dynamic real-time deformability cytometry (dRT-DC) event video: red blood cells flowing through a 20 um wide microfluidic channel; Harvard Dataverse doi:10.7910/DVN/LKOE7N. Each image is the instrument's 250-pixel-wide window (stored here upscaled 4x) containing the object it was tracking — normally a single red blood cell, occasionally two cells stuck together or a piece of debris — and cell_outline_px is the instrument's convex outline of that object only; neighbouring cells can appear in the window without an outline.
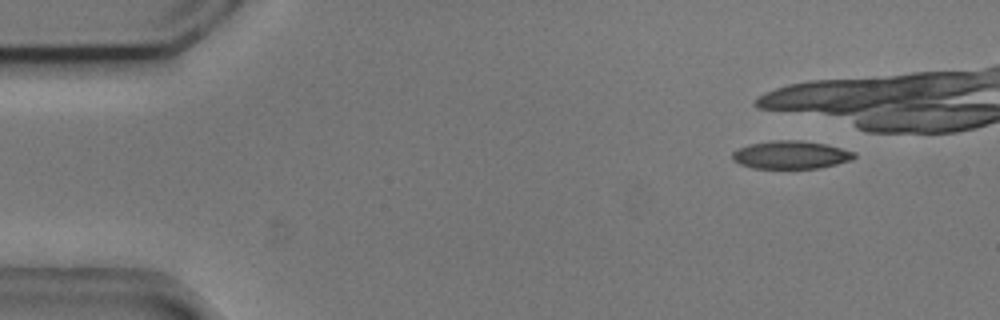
{"species": "common noctule bat (a hibernating species)", "species_latin": "Nyctalus noctula", "temperature_condition": "cold", "stored_images_in_passage": 2, "camera_frame_rate_fps": 3000, "um_per_image_px": 0.085, "animal": {"sex": "male", "body_mass_g": 20.5, "forearm_length_mm": 52.5}, "frame": {"image": 1, "passage_image": 1, "time_ms": 0.0, "image_size_px": [1000, 320], "cell_outline_px": [[856, 156], [852, 160], [820, 168], [752, 168], [740, 164], [732, 160], [732, 152], [736, 148], [748, 144], [772, 140], [800, 140], [824, 144], [856, 152]], "centroid_in_image_um": [67.18, 13.16], "position_along_channel_um": 17.8, "area_um2": 20.0}}